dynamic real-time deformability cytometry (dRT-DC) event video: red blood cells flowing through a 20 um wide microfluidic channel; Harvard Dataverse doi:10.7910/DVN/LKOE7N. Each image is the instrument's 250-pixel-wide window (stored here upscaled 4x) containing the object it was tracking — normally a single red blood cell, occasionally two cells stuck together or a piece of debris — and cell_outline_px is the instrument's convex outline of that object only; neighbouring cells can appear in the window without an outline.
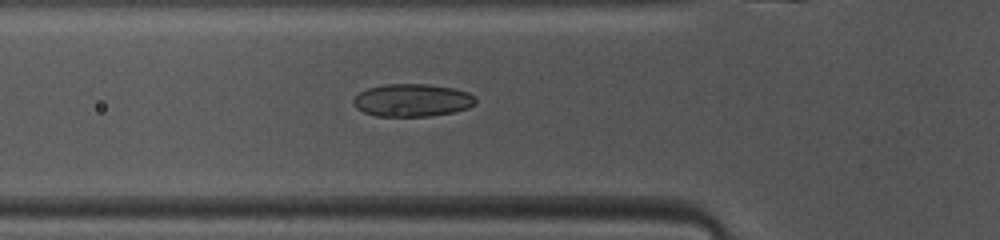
{"species": "common noctule bat (a hibernating species)", "species_latin": "Nyctalus noctula", "temperature_condition": "warm", "stored_images_in_passage": 40, "camera_frame_rate_fps": 3000, "um_per_image_px": 0.085, "animal": {"sex": "female", "body_mass_g": 10.0, "forearm_length_mm": 53.1}, "frame": {"image": 1, "passage_image": 14, "time_ms": 4.333, "image_size_px": [1000, 240], "cell_outline_px": [[476, 104], [468, 108], [456, 112], [428, 116], [376, 116], [364, 112], [356, 108], [352, 104], [352, 100], [360, 92], [368, 88], [384, 84], [428, 84], [452, 88], [468, 92], [476, 96]], "centroid_in_image_um": [35.06, 8.52], "position_along_channel_um": 90.7, "area_um2": 23.47}}
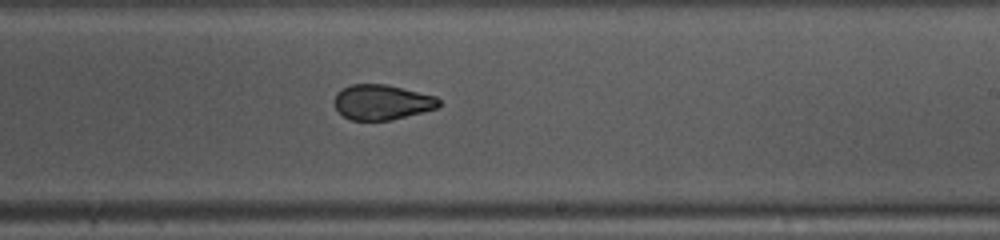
{"frame": {"image": 2, "passage_image": 26, "time_ms": 8.333, "image_size_px": [1000, 240], "cell_outline_px": [[440, 104], [436, 108], [392, 120], [352, 120], [344, 116], [332, 104], [332, 100], [336, 92], [352, 84], [388, 84], [436, 96], [440, 100]], "centroid_in_image_um": [32.44, 8.67], "position_along_channel_um": 256.6, "area_um2": 21.5}}
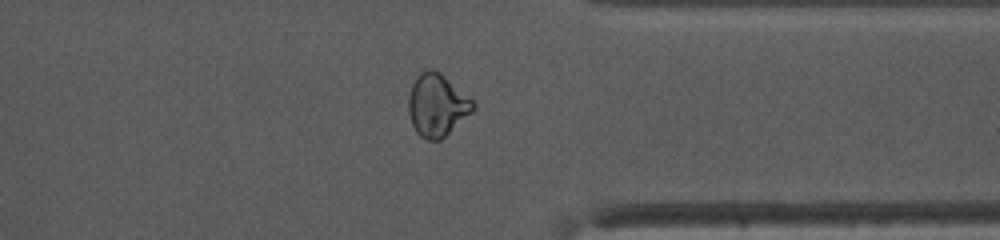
{"frame": {"image": 3, "passage_image": 35, "time_ms": 11.333, "image_size_px": [1000, 240], "cell_outline_px": [[476, 108], [472, 112], [440, 140], [428, 140], [420, 136], [416, 132], [412, 124], [408, 112], [408, 96], [412, 84], [416, 76], [420, 72], [428, 68], [432, 68], [440, 72], [472, 100], [476, 104]], "centroid_in_image_um": [37.12, 8.92], "position_along_channel_um": 374.3, "area_um2": 23.47}, "authors_computed_cell_mechanics": {"area_um2": 23.0911, "velocity_mm_per_s": 4.1229, "shape_relaxation_time_tau1_ms": 9.368, "shape_relaxation_time_tau2_ms": 1.4148, "deformation_change_tau1": 0.1938, "deformation_change_tau2": 0.064}}